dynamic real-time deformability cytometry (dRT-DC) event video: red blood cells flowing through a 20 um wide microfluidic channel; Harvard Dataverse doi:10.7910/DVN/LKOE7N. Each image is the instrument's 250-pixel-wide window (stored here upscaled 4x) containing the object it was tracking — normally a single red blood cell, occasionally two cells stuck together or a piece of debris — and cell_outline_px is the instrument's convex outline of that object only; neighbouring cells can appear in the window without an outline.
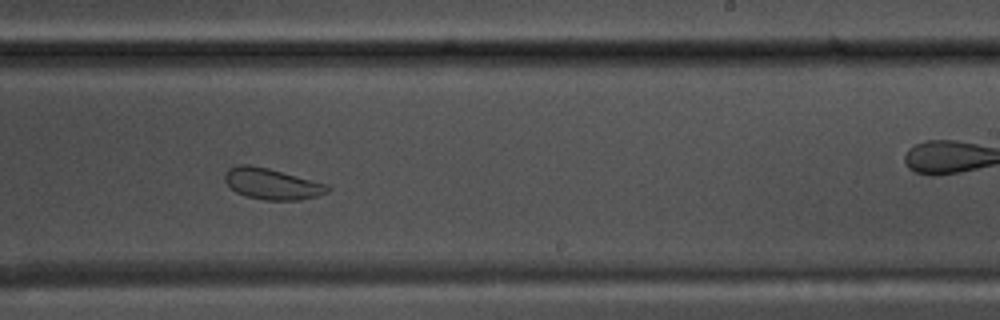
{"species": "common noctule bat (a hibernating species)", "species_latin": "Nyctalus noctula", "temperature_condition": "warm", "stored_images_in_passage": 53, "camera_frame_rate_fps": 3000, "um_per_image_px": 0.085, "animal": {"sex": "male", "body_mass_g": 17.5, "forearm_length_mm": 52.3}, "frame": {"image": 1, "passage_image": 31, "time_ms": 10.0, "image_size_px": [1000, 320], "cell_outline_px": [[332, 188], [328, 192], [316, 196], [300, 200], [264, 200], [244, 196], [236, 192], [224, 180], [224, 172], [228, 168], [236, 164], [248, 164], [268, 168], [328, 184]], "centroid_in_image_um": [23.1, 15.62], "position_along_channel_um": 265.9, "area_um2": 18.79}, "authors_computed_cell_mechanics": {"area_um2": 23.2934, "velocity_mm_per_s": 3.6794, "shape_relaxation_time_tau1_ms": 8.117, "shape_relaxation_time_tau2_ms": 0.7919, "deformation_change_tau1": 0.1295, "deformation_change_tau2": 0.0578}}